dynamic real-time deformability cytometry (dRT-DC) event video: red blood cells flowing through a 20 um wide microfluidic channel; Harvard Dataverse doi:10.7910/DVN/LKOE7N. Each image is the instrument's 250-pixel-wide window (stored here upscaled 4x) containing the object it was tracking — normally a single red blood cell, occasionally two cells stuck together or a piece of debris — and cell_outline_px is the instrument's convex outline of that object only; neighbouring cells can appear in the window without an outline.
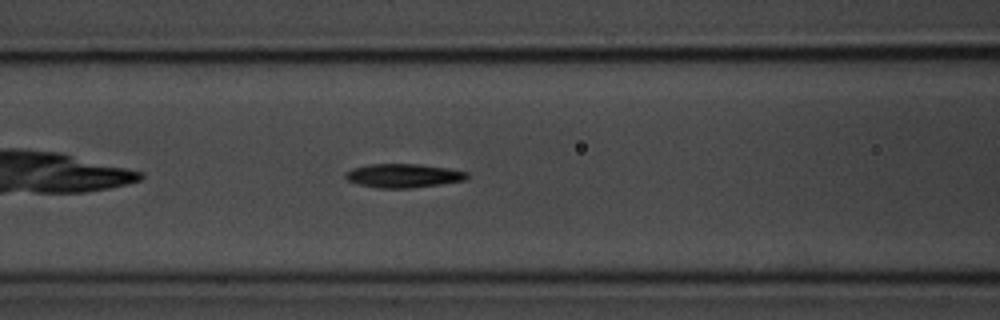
{"species": "common noctule bat (a hibernating species)", "species_latin": "Nyctalus noctula", "temperature_condition": "room temperature", "stored_images_in_passage": 43, "camera_frame_rate_fps": 3000, "um_per_image_px": 0.085, "animal": {"sex": "male", "body_mass_g": 20.1, "forearm_length_mm": 53.5}, "frame": {"image": 1, "passage_image": 9, "time_ms": 2.667, "image_size_px": [1000, 320], "cell_outline_px": [[468, 176], [464, 180], [440, 184], [412, 188], [380, 188], [360, 184], [348, 180], [344, 176], [344, 172], [352, 168], [368, 164], [420, 164], [448, 168], [468, 172]], "centroid_in_image_um": [34.27, 14.92], "position_along_channel_um": 132.3, "area_um2": 16.82}}
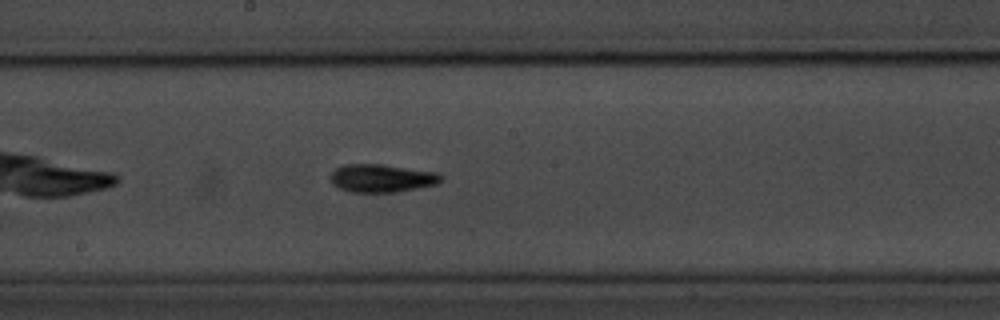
{"frame": {"image": 2, "passage_image": 16, "time_ms": 5.0, "image_size_px": [1000, 320], "cell_outline_px": [[444, 176], [436, 184], [396, 192], [352, 192], [340, 188], [332, 184], [328, 176], [340, 164], [384, 164], [436, 172]], "centroid_in_image_um": [32.4, 15.13], "position_along_channel_um": 215.8, "area_um2": 18.15}}
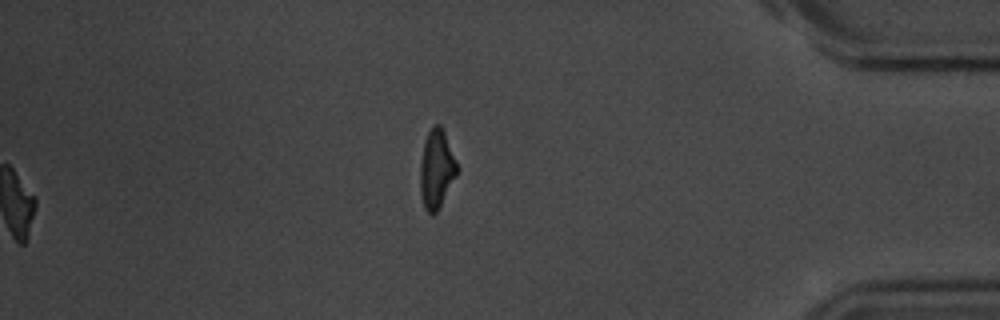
{"frame": {"image": 3, "passage_image": 43, "time_ms": 14.0, "image_size_px": [1000, 320], "cell_outline_px": [[460, 168], [440, 208], [432, 216], [424, 208], [420, 192], [420, 164], [424, 144], [428, 132], [432, 124], [440, 124], [444, 132]], "centroid_in_image_um": [37.12, 14.39], "position_along_channel_um": 398.1, "area_um2": 17.11}, "authors_computed_cell_mechanics": {"area_um2": 16.473, "velocity_mm_per_s": 3.5809, "shape_relaxation_time_tau1_ms": 2.6162, "shape_relaxation_time_tau2_ms": 2.901, "deformation_change_tau1": 0.1406, "deformation_change_tau2": 0.1046}}